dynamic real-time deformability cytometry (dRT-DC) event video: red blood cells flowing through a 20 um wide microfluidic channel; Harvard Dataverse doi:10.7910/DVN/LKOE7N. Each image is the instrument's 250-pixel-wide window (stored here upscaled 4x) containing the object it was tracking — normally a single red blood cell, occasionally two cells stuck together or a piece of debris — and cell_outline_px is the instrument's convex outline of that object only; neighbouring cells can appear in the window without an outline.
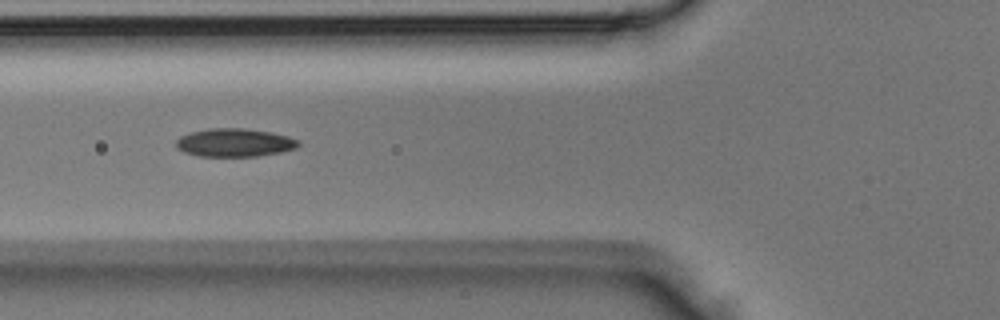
{"species": "Egyptian fruit bat (a non-hibernating species)", "species_latin": "Rousettus aegyptiacus", "temperature_condition": "room temperature", "stored_images_in_passage": 5, "camera_frame_rate_fps": 3000, "um_per_image_px": 0.085, "animal": {"sex": "male"}, "frame": {"image": 1, "passage_image": 5, "time_ms": 1.333, "image_size_px": [1000, 320], "cell_outline_px": [[300, 144], [296, 148], [280, 152], [256, 156], [200, 156], [184, 152], [176, 148], [176, 140], [180, 136], [188, 132], [208, 128], [244, 128], [272, 132], [288, 136], [300, 140]], "centroid_in_image_um": [19.93, 12.11], "position_along_channel_um": 105.9, "area_um2": 20.29}}